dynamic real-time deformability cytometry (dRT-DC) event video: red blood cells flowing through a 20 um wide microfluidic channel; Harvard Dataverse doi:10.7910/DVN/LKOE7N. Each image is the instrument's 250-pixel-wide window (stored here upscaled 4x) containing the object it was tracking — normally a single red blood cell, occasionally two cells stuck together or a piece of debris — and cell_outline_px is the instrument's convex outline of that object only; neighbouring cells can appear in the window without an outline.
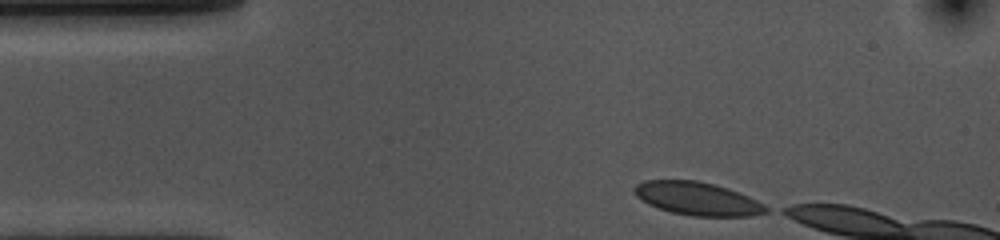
{"species": "common noctule bat (a hibernating species)", "species_latin": "Nyctalus noctula", "temperature_condition": "cold", "stored_images_in_passage": 8, "camera_frame_rate_fps": 3000, "um_per_image_px": 0.085, "animal": {"sex": "female", "body_mass_g": 10.0, "forearm_length_mm": 53.1}, "frame": {"image": 1, "passage_image": 1, "time_ms": 0.0, "image_size_px": [1000, 240], "cell_outline_px": [[772, 208], [768, 212], [752, 216], [692, 216], [672, 212], [648, 204], [636, 196], [632, 192], [632, 188], [636, 184], [644, 180], [696, 180], [728, 188], [748, 196]], "centroid_in_image_um": [59.29, 16.88], "position_along_channel_um": 25.7, "area_um2": 25.55}}